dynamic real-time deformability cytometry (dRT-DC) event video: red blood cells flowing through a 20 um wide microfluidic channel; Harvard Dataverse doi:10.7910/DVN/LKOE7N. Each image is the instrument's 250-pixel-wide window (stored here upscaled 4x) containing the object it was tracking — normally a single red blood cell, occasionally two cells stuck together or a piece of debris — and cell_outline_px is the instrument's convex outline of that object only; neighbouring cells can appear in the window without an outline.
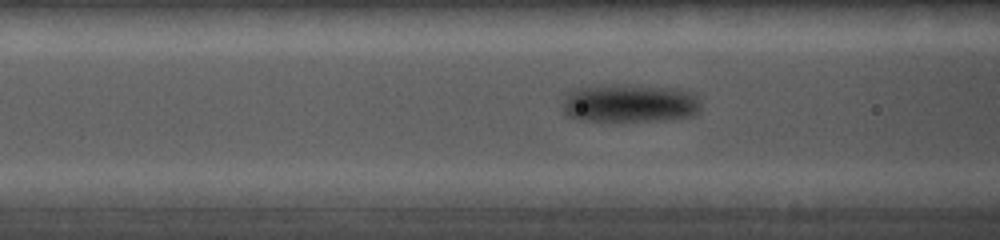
{"species": "common noctule bat (a hibernating species)", "species_latin": "Nyctalus noctula", "temperature_condition": "cold", "stored_images_in_passage": 35, "camera_frame_rate_fps": 5000, "um_per_image_px": 0.085, "animal": {"sex": "female", "body_mass_g": 19.0, "forearm_length_mm": 56.7}, "frame": {"image": 1, "passage_image": 13, "time_ms": 5.8, "image_size_px": [1000, 240], "cell_outline_px": [[700, 108], [692, 116], [664, 120], [576, 120], [568, 116], [564, 112], [564, 92], [572, 88], [600, 84], [624, 84], [680, 88], [696, 92], [700, 104]], "centroid_in_image_um": [53.51, 8.73], "position_along_channel_um": 113.1, "area_um2": 31.56}}
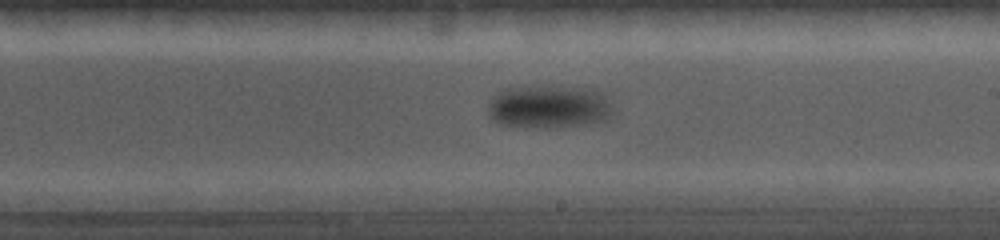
{"frame": {"image": 2, "passage_image": 22, "time_ms": 9.0, "image_size_px": [1000, 240], "cell_outline_px": [[612, 112], [608, 120], [584, 124], [544, 128], [496, 124], [488, 116], [488, 104], [492, 96], [508, 88], [592, 88], [600, 92], [604, 96], [612, 108]], "centroid_in_image_um": [46.63, 9.11], "position_along_channel_um": 242.4, "area_um2": 30.81}}
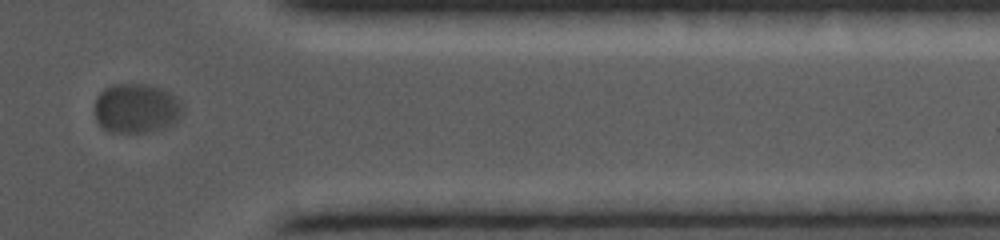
{"frame": {"image": 3, "passage_image": 32, "time_ms": 13.0, "image_size_px": [1000, 240], "cell_outline_px": [[184, 108], [180, 116], [176, 120], [164, 128], [152, 132], [108, 132], [100, 128], [96, 120], [92, 108], [96, 96], [104, 88], [112, 84], [152, 84], [168, 92]], "centroid_in_image_um": [11.49, 9.21], "position_along_channel_um": 399.9, "area_um2": 25.78}}